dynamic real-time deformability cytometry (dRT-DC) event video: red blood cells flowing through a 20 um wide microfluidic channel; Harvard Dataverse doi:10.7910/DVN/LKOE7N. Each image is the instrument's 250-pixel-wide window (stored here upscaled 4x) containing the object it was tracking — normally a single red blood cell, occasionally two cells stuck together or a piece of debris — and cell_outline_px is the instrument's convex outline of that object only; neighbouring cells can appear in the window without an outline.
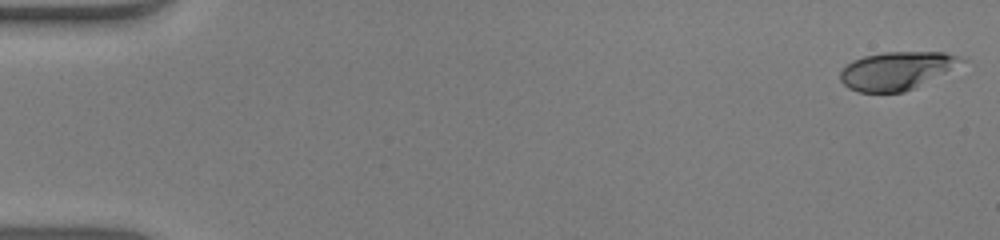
{"species": "human", "species_latin": "Homo sapiens", "temperature_condition": "warm", "stored_images_in_passage": 13, "camera_frame_rate_fps": 3000, "um_per_image_px": 0.085, "donor": {"sex": "male"}, "frame": {"image": 1, "passage_image": 1, "time_ms": 0.0, "image_size_px": [1000, 240], "cell_outline_px": [[968, 60], [904, 92], [860, 92], [848, 88], [840, 80], [840, 72], [852, 60], [864, 56], [884, 52], [944, 52], [964, 56]], "centroid_in_image_um": [76.2, 5.99], "position_along_channel_um": 8.8, "area_um2": 26.47}}